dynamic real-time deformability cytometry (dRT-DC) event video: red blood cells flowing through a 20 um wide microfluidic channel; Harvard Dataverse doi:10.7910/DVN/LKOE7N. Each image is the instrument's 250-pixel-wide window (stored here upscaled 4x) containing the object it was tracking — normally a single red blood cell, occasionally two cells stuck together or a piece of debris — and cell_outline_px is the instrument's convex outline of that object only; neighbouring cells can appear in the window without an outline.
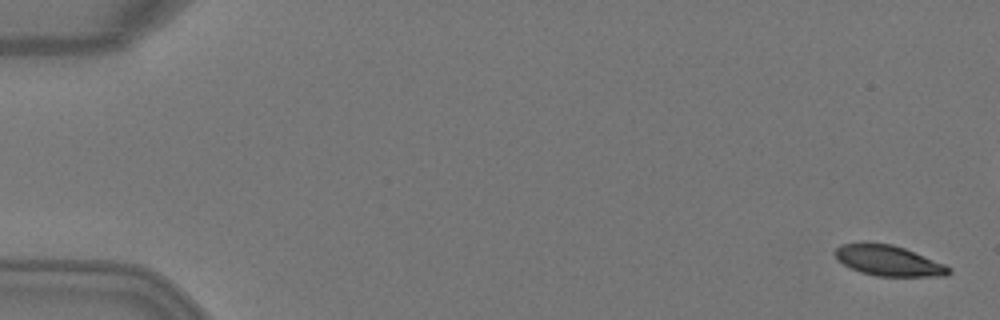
{"species": "Egyptian fruit bat (a non-hibernating species)", "species_latin": "Rousettus aegyptiacus", "temperature_condition": "warm", "stored_images_in_passage": 6, "camera_frame_rate_fps": 3000, "um_per_image_px": 0.085, "animal": {"sex": "female"}, "frame": {"image": 1, "passage_image": 1, "time_ms": 0.0, "image_size_px": [1000, 320], "cell_outline_px": [[952, 272], [948, 276], [876, 276], [860, 272], [844, 264], [836, 256], [836, 248], [840, 244], [892, 244], [904, 248], [944, 264], [952, 268]], "centroid_in_image_um": [75.59, 22.18], "position_along_channel_um": 9.4, "area_um2": 19.71}}